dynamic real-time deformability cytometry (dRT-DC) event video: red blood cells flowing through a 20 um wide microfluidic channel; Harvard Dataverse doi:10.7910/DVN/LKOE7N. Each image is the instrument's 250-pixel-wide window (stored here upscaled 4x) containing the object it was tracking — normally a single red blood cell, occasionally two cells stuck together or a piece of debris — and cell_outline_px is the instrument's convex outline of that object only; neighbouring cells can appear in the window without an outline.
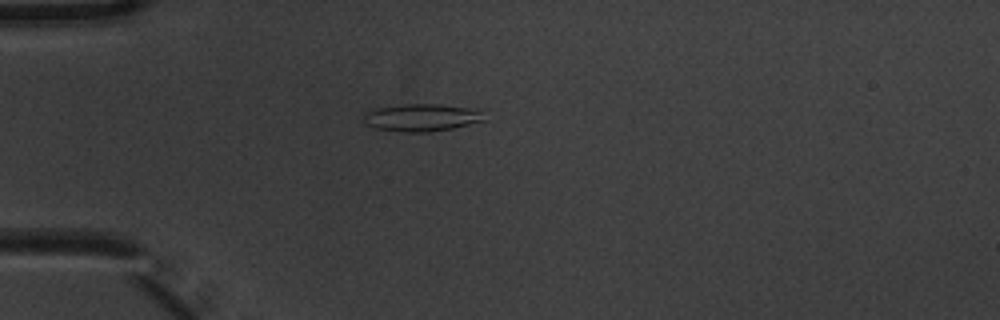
{"species": "common noctule bat (a hibernating species)", "species_latin": "Nyctalus noctula", "temperature_condition": "warm", "stored_images_in_passage": 5, "camera_frame_rate_fps": 3000, "um_per_image_px": 0.085, "animal": {"sex": "male", "body_mass_g": 20.1, "forearm_length_mm": 53.5}, "frame": {"image": 1, "passage_image": 4, "time_ms": 1.0, "image_size_px": [1000, 320], "cell_outline_px": [[484, 120], [452, 128], [428, 132], [408, 132], [376, 128], [364, 124], [364, 112], [376, 108], [404, 104], [440, 104], [476, 108], [480, 112]], "centroid_in_image_um": [35.8, 9.98], "position_along_channel_um": 49.2, "area_um2": 19.13}}